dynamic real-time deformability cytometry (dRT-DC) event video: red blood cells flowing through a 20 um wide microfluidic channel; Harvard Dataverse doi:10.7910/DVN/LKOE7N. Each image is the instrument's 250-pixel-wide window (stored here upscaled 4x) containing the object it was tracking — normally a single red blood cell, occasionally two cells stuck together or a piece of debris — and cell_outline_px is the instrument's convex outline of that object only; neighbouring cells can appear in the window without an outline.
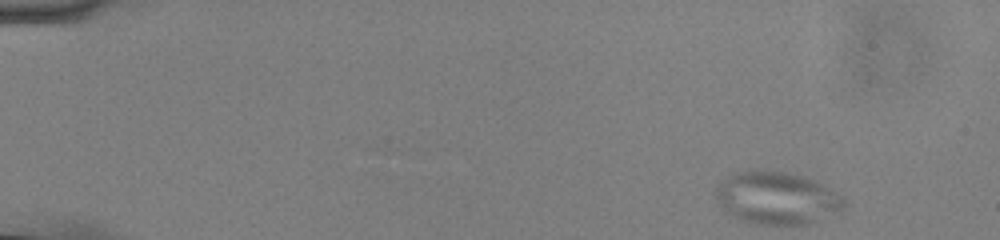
{"species": "common noctule bat (a hibernating species)", "species_latin": "Nyctalus noctula", "temperature_condition": "cold", "stored_images_in_passage": 51, "camera_frame_rate_fps": 3000, "um_per_image_px": 0.085, "animal": {"sex": "male", "body_mass_g": 13.0, "forearm_length_mm": 53.1}, "frame": {"image": 1, "passage_image": 1, "time_ms": 0.0, "image_size_px": [1000, 240], "cell_outline_px": [[848, 204], [840, 212], [808, 224], [756, 224], [732, 216], [724, 212], [716, 200], [716, 184], [732, 172], [784, 172], [800, 176], [812, 180], [844, 196]], "centroid_in_image_um": [66.03, 16.86], "position_along_channel_um": 19.0, "area_um2": 39.02}}
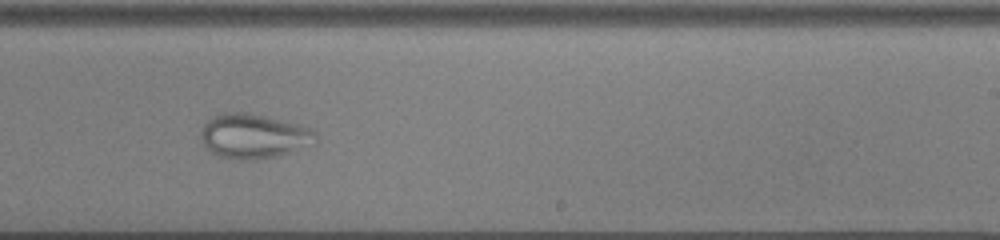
{"frame": {"image": 2, "passage_image": 31, "time_ms": 10.0, "image_size_px": [1000, 240], "cell_outline_px": [[316, 140], [288, 152], [276, 156], [256, 160], [240, 160], [216, 156], [204, 144], [200, 136], [200, 132], [204, 124], [212, 116], [224, 112], [244, 112], [264, 116], [300, 124], [316, 128]], "centroid_in_image_um": [21.53, 11.56], "position_along_channel_um": 267.5, "area_um2": 29.71}}
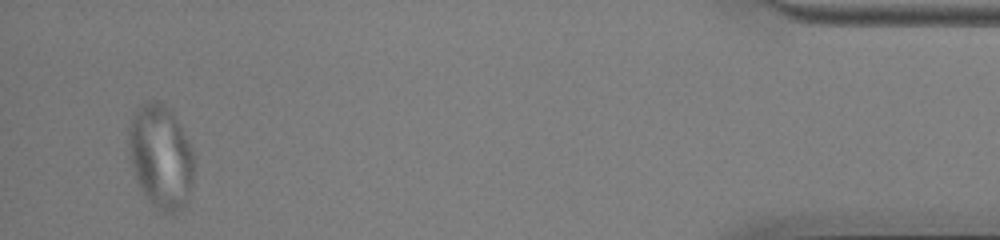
{"frame": {"image": 3, "passage_image": 49, "time_ms": 16.0, "image_size_px": [1000, 240], "cell_outline_px": [[192, 184], [188, 200], [180, 212], [172, 216], [160, 212], [152, 204], [140, 188], [128, 156], [128, 128], [132, 116], [136, 108], [148, 100], [156, 100], [176, 120], [188, 140], [192, 148]], "centroid_in_image_um": [13.64, 13.38], "position_along_channel_um": 421.6, "area_um2": 39.42}}